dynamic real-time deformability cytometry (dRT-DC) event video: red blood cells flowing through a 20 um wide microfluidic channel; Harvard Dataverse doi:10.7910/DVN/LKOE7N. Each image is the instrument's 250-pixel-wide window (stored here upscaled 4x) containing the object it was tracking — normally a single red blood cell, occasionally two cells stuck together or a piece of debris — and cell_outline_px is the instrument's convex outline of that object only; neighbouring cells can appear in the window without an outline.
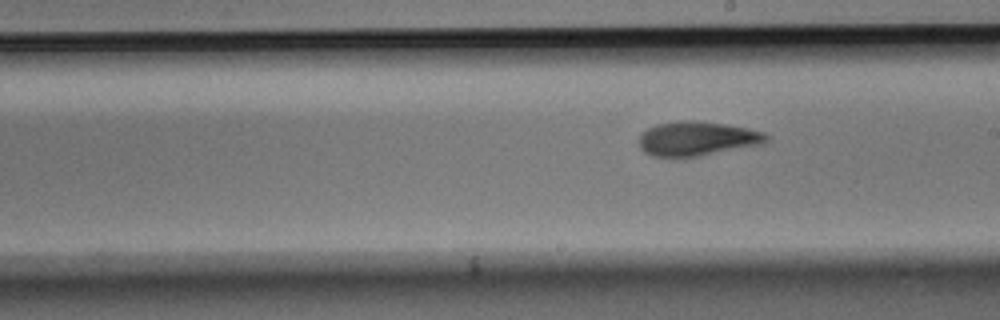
{"species": "Egyptian fruit bat (a non-hibernating species)", "species_latin": "Rousettus aegyptiacus", "temperature_condition": "room temperature", "stored_images_in_passage": 10, "segment_of_instrument_passage": [2, 2], "camera_frame_rate_fps": 3000, "um_per_image_px": 0.085, "animal": {"sex": "male"}, "frame": {"image": 1, "passage_image": 10, "time_ms": 3.0, "image_size_px": [1000, 320], "cell_outline_px": [[768, 140], [764, 144], [684, 160], [652, 156], [644, 152], [640, 148], [636, 140], [648, 128], [656, 124], [680, 120], [696, 120], [724, 124], [748, 128], [764, 132], [768, 136]], "centroid_in_image_um": [59.22, 11.83], "position_along_channel_um": 229.8, "area_um2": 26.53}}